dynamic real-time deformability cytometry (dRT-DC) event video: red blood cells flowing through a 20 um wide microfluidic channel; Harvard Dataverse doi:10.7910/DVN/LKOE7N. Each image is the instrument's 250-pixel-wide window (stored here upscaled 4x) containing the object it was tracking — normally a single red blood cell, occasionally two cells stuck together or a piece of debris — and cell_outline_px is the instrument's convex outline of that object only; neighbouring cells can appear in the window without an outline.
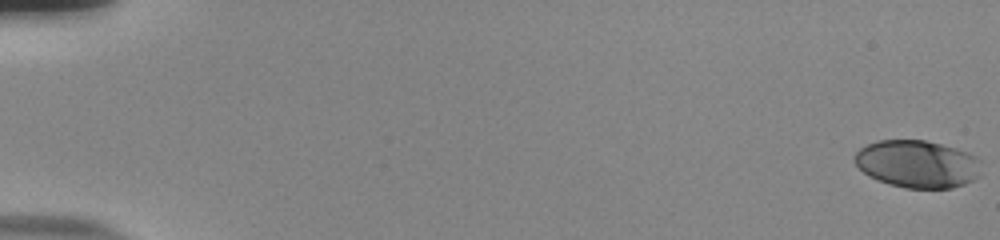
{"species": "human", "species_latin": "Homo sapiens", "temperature_condition": "room temperature", "stored_images_in_passage": 55, "camera_frame_rate_fps": 3000, "um_per_image_px": 0.085, "donor": {"sex": "male"}, "frame": {"image": 1, "passage_image": 1, "time_ms": 0.0, "image_size_px": [1000, 240], "cell_outline_px": [[980, 176], [964, 184], [952, 188], [904, 188], [888, 184], [868, 176], [852, 160], [852, 156], [860, 148], [868, 144], [880, 140], [924, 140], [956, 148], [968, 152], [976, 156], [980, 160]], "centroid_in_image_um": [77.97, 13.94], "position_along_channel_um": 7.0, "area_um2": 35.26}}
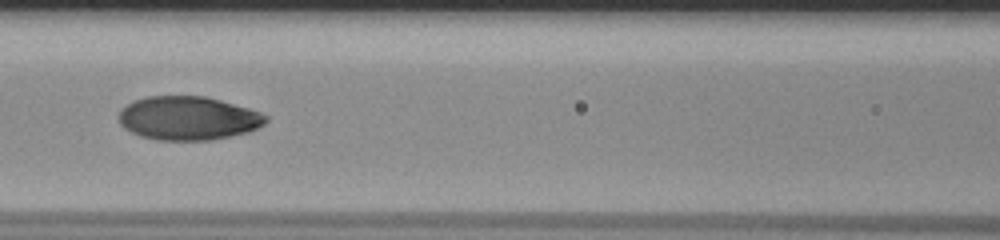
{"frame": {"image": 2, "passage_image": 27, "time_ms": 8.667, "image_size_px": [1000, 240], "cell_outline_px": [[268, 120], [264, 124], [248, 132], [212, 140], [156, 140], [140, 136], [124, 128], [120, 124], [120, 108], [136, 100], [148, 96], [204, 96], [220, 100], [248, 108], [260, 112], [268, 116]], "centroid_in_image_um": [16.0, 10.05], "position_along_channel_um": 150.6, "area_um2": 37.34}}
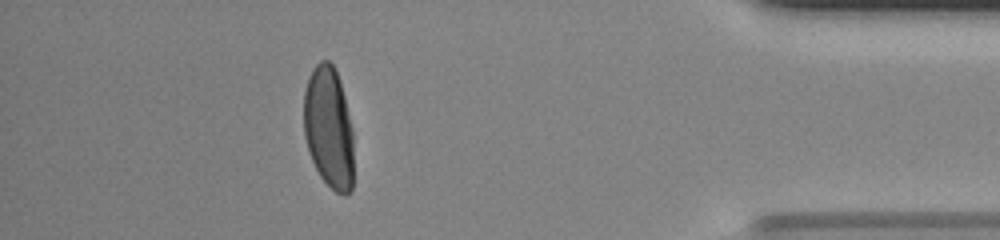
{"frame": {"image": 3, "passage_image": 50, "time_ms": 16.333, "image_size_px": [1000, 240], "cell_outline_px": [[352, 188], [344, 196], [336, 192], [320, 176], [308, 152], [304, 136], [304, 92], [308, 76], [312, 68], [320, 60], [328, 60], [332, 64], [336, 72], [344, 96], [352, 128]], "centroid_in_image_um": [27.92, 10.83], "position_along_channel_um": 407.3, "area_um2": 35.2}, "authors_computed_cell_mechanics": {"area_um2": 36.992, "velocity_mm_per_s": 3.855, "shape_relaxation_time_tau1_ms": 4.9798, "shape_relaxation_time_tau2_ms": null, "deformation_change_tau1": 0.226, "deformation_change_tau2": null}}